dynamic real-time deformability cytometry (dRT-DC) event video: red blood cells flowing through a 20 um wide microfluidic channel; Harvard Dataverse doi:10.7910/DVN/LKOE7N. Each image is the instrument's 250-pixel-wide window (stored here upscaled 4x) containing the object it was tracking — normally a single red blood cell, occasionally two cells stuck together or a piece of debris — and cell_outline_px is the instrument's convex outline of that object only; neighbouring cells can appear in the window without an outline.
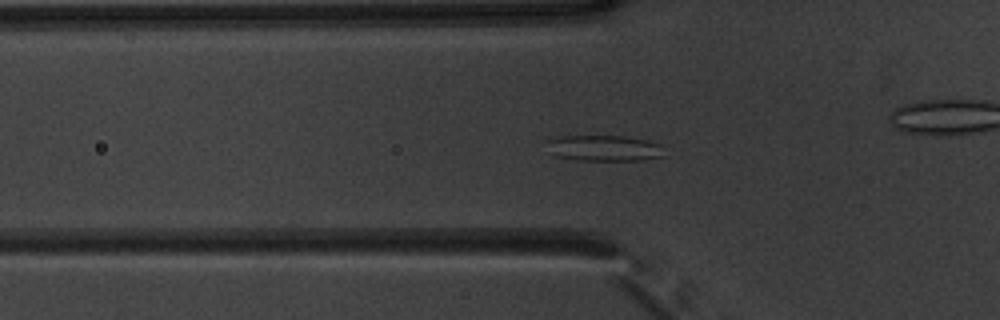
{"species": "common noctule bat (a hibernating species)", "species_latin": "Nyctalus noctula", "temperature_condition": "warm", "stored_images_in_passage": 54, "camera_frame_rate_fps": 3000, "um_per_image_px": 0.085, "animal": {"sex": "male", "body_mass_g": 20.1, "forearm_length_mm": 53.5}, "frame": {"image": 1, "passage_image": 18, "time_ms": 5.667, "image_size_px": [1000, 320], "cell_outline_px": [[668, 156], [644, 160], [580, 160], [556, 156], [552, 152], [544, 140], [560, 136], [624, 136], [648, 140], [660, 144]], "centroid_in_image_um": [51.42, 12.59], "position_along_channel_um": 74.4, "area_um2": 17.92}}
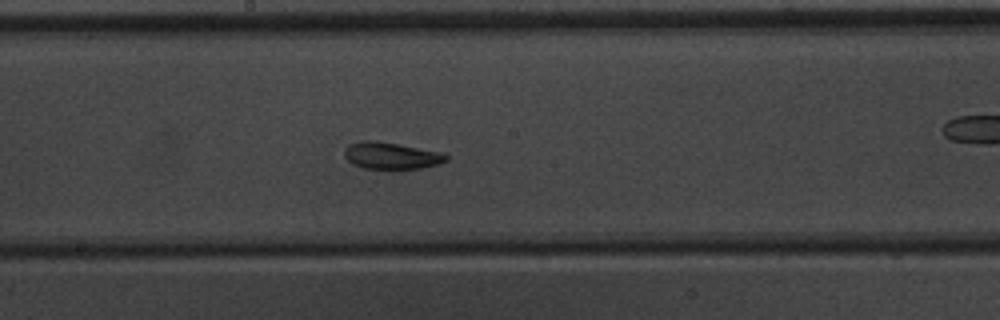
{"frame": {"image": 2, "passage_image": 29, "time_ms": 9.333, "image_size_px": [1000, 320], "cell_outline_px": [[448, 160], [440, 164], [420, 168], [364, 168], [352, 164], [344, 156], [344, 148], [348, 144], [360, 140], [376, 140], [400, 144], [444, 152], [448, 156]], "centroid_in_image_um": [33.26, 13.2], "position_along_channel_um": 214.9, "area_um2": 16.13}}
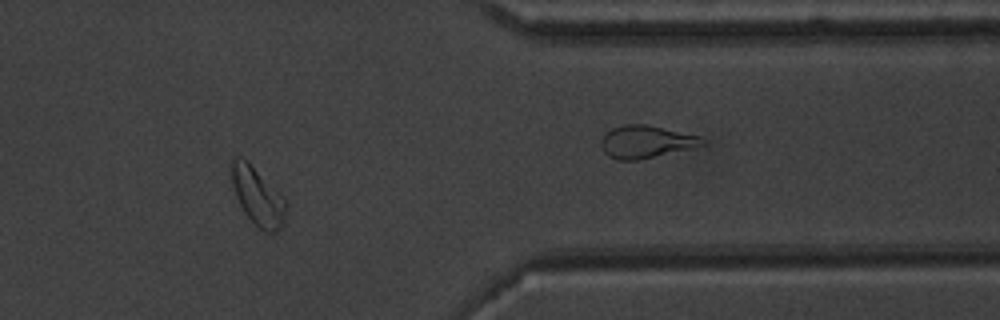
{"frame": {"image": 3, "passage_image": 44, "time_ms": 14.333, "image_size_px": [1000, 320], "cell_outline_px": [[288, 204], [284, 220], [280, 228], [276, 232], [264, 232], [244, 212], [236, 196], [232, 184], [232, 160], [236, 156], [240, 156], [248, 160], [284, 196]], "centroid_in_image_um": [21.94, 16.66], "position_along_channel_um": 389.5, "area_um2": 18.44}, "authors_computed_cell_mechanics": {"area_um2": 18.1781, "velocity_mm_per_s": 3.8187, "shape_relaxation_time_tau1_ms": 6.9023, "shape_relaxation_time_tau2_ms": 2.3077, "deformation_change_tau1": 0.1318, "deformation_change_tau2": 0.0676}}